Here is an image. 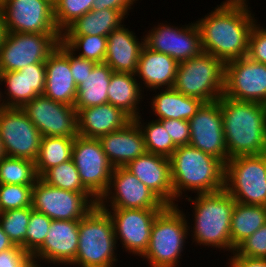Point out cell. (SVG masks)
Here are the masks:
<instances>
[{
    "label": "cell",
    "mask_w": 266,
    "mask_h": 267,
    "mask_svg": "<svg viewBox=\"0 0 266 267\" xmlns=\"http://www.w3.org/2000/svg\"><path fill=\"white\" fill-rule=\"evenodd\" d=\"M133 119L118 107L105 103L77 112L78 135L98 139L125 127Z\"/></svg>",
    "instance_id": "4316f807"
},
{
    "label": "cell",
    "mask_w": 266,
    "mask_h": 267,
    "mask_svg": "<svg viewBox=\"0 0 266 267\" xmlns=\"http://www.w3.org/2000/svg\"><path fill=\"white\" fill-rule=\"evenodd\" d=\"M249 5V0H225L198 18L202 51L225 64L247 57L250 32L258 21Z\"/></svg>",
    "instance_id": "6da1fadb"
},
{
    "label": "cell",
    "mask_w": 266,
    "mask_h": 267,
    "mask_svg": "<svg viewBox=\"0 0 266 267\" xmlns=\"http://www.w3.org/2000/svg\"><path fill=\"white\" fill-rule=\"evenodd\" d=\"M125 168L151 189L166 205H174L170 158L145 152Z\"/></svg>",
    "instance_id": "603a6c76"
},
{
    "label": "cell",
    "mask_w": 266,
    "mask_h": 267,
    "mask_svg": "<svg viewBox=\"0 0 266 267\" xmlns=\"http://www.w3.org/2000/svg\"><path fill=\"white\" fill-rule=\"evenodd\" d=\"M42 137L78 136L77 110L74 106L39 95L21 108Z\"/></svg>",
    "instance_id": "e0dca14e"
},
{
    "label": "cell",
    "mask_w": 266,
    "mask_h": 267,
    "mask_svg": "<svg viewBox=\"0 0 266 267\" xmlns=\"http://www.w3.org/2000/svg\"><path fill=\"white\" fill-rule=\"evenodd\" d=\"M61 37L62 34L6 32L0 46V72L45 63L58 47Z\"/></svg>",
    "instance_id": "9c48e42d"
},
{
    "label": "cell",
    "mask_w": 266,
    "mask_h": 267,
    "mask_svg": "<svg viewBox=\"0 0 266 267\" xmlns=\"http://www.w3.org/2000/svg\"><path fill=\"white\" fill-rule=\"evenodd\" d=\"M223 95L237 101L266 105V64L248 57L227 62Z\"/></svg>",
    "instance_id": "ac0fdd59"
},
{
    "label": "cell",
    "mask_w": 266,
    "mask_h": 267,
    "mask_svg": "<svg viewBox=\"0 0 266 267\" xmlns=\"http://www.w3.org/2000/svg\"><path fill=\"white\" fill-rule=\"evenodd\" d=\"M124 23L107 36L105 63L113 72L136 73L142 48L145 46L144 34L141 39ZM141 40V41H139Z\"/></svg>",
    "instance_id": "cb8c5ba5"
},
{
    "label": "cell",
    "mask_w": 266,
    "mask_h": 267,
    "mask_svg": "<svg viewBox=\"0 0 266 267\" xmlns=\"http://www.w3.org/2000/svg\"><path fill=\"white\" fill-rule=\"evenodd\" d=\"M38 179L32 160L6 156L0 161V184L34 185Z\"/></svg>",
    "instance_id": "d590c367"
},
{
    "label": "cell",
    "mask_w": 266,
    "mask_h": 267,
    "mask_svg": "<svg viewBox=\"0 0 266 267\" xmlns=\"http://www.w3.org/2000/svg\"><path fill=\"white\" fill-rule=\"evenodd\" d=\"M73 143L74 138L70 137H42L35 161L38 176L50 168L71 160Z\"/></svg>",
    "instance_id": "d6a6232c"
},
{
    "label": "cell",
    "mask_w": 266,
    "mask_h": 267,
    "mask_svg": "<svg viewBox=\"0 0 266 267\" xmlns=\"http://www.w3.org/2000/svg\"><path fill=\"white\" fill-rule=\"evenodd\" d=\"M48 1L51 2L54 5L57 0H48Z\"/></svg>",
    "instance_id": "11a10c76"
},
{
    "label": "cell",
    "mask_w": 266,
    "mask_h": 267,
    "mask_svg": "<svg viewBox=\"0 0 266 267\" xmlns=\"http://www.w3.org/2000/svg\"><path fill=\"white\" fill-rule=\"evenodd\" d=\"M72 159L82 184L99 200L107 191L114 167L95 138L76 136Z\"/></svg>",
    "instance_id": "5bb4252c"
},
{
    "label": "cell",
    "mask_w": 266,
    "mask_h": 267,
    "mask_svg": "<svg viewBox=\"0 0 266 267\" xmlns=\"http://www.w3.org/2000/svg\"><path fill=\"white\" fill-rule=\"evenodd\" d=\"M188 226L186 214L181 207L166 205L154 220L147 250L140 261L145 260L150 267L181 266L180 260L189 243L186 241L189 238Z\"/></svg>",
    "instance_id": "5b68a950"
},
{
    "label": "cell",
    "mask_w": 266,
    "mask_h": 267,
    "mask_svg": "<svg viewBox=\"0 0 266 267\" xmlns=\"http://www.w3.org/2000/svg\"><path fill=\"white\" fill-rule=\"evenodd\" d=\"M61 42L76 56L103 63L107 53V36L62 35Z\"/></svg>",
    "instance_id": "e575fe53"
},
{
    "label": "cell",
    "mask_w": 266,
    "mask_h": 267,
    "mask_svg": "<svg viewBox=\"0 0 266 267\" xmlns=\"http://www.w3.org/2000/svg\"><path fill=\"white\" fill-rule=\"evenodd\" d=\"M158 90H151L150 92L153 91L155 93L152 94L154 96L149 98V106L151 108L149 112H152L151 114L155 116L154 119L157 120L178 119L189 121L204 103L197 98L181 94L175 88Z\"/></svg>",
    "instance_id": "83f0119b"
},
{
    "label": "cell",
    "mask_w": 266,
    "mask_h": 267,
    "mask_svg": "<svg viewBox=\"0 0 266 267\" xmlns=\"http://www.w3.org/2000/svg\"><path fill=\"white\" fill-rule=\"evenodd\" d=\"M184 200L191 202L190 207H193V214L190 215L194 218L192 217L191 223L190 217L187 216L189 212H186L191 243L231 253V215L236 201L225 189L213 193L197 194L195 197L189 195Z\"/></svg>",
    "instance_id": "3957f363"
},
{
    "label": "cell",
    "mask_w": 266,
    "mask_h": 267,
    "mask_svg": "<svg viewBox=\"0 0 266 267\" xmlns=\"http://www.w3.org/2000/svg\"><path fill=\"white\" fill-rule=\"evenodd\" d=\"M32 207L0 212V224L10 241L24 249L25 234L27 231Z\"/></svg>",
    "instance_id": "74e56055"
},
{
    "label": "cell",
    "mask_w": 266,
    "mask_h": 267,
    "mask_svg": "<svg viewBox=\"0 0 266 267\" xmlns=\"http://www.w3.org/2000/svg\"><path fill=\"white\" fill-rule=\"evenodd\" d=\"M258 21L251 29L247 57L257 63L266 64V27Z\"/></svg>",
    "instance_id": "7bdbcfd3"
},
{
    "label": "cell",
    "mask_w": 266,
    "mask_h": 267,
    "mask_svg": "<svg viewBox=\"0 0 266 267\" xmlns=\"http://www.w3.org/2000/svg\"><path fill=\"white\" fill-rule=\"evenodd\" d=\"M178 64L167 54L142 48L135 76L147 97L149 90L173 88Z\"/></svg>",
    "instance_id": "484cf974"
},
{
    "label": "cell",
    "mask_w": 266,
    "mask_h": 267,
    "mask_svg": "<svg viewBox=\"0 0 266 267\" xmlns=\"http://www.w3.org/2000/svg\"><path fill=\"white\" fill-rule=\"evenodd\" d=\"M114 168L125 167L146 152L143 133L133 119L125 127L98 138Z\"/></svg>",
    "instance_id": "d4e9b609"
},
{
    "label": "cell",
    "mask_w": 266,
    "mask_h": 267,
    "mask_svg": "<svg viewBox=\"0 0 266 267\" xmlns=\"http://www.w3.org/2000/svg\"><path fill=\"white\" fill-rule=\"evenodd\" d=\"M33 185L0 184V212L31 207Z\"/></svg>",
    "instance_id": "60d3db41"
},
{
    "label": "cell",
    "mask_w": 266,
    "mask_h": 267,
    "mask_svg": "<svg viewBox=\"0 0 266 267\" xmlns=\"http://www.w3.org/2000/svg\"><path fill=\"white\" fill-rule=\"evenodd\" d=\"M0 138L7 157L36 161L42 135L21 108L0 112Z\"/></svg>",
    "instance_id": "2e32d148"
},
{
    "label": "cell",
    "mask_w": 266,
    "mask_h": 267,
    "mask_svg": "<svg viewBox=\"0 0 266 267\" xmlns=\"http://www.w3.org/2000/svg\"><path fill=\"white\" fill-rule=\"evenodd\" d=\"M112 69L105 63H96L84 82L77 86L75 109L102 105L108 103V86Z\"/></svg>",
    "instance_id": "f546056e"
},
{
    "label": "cell",
    "mask_w": 266,
    "mask_h": 267,
    "mask_svg": "<svg viewBox=\"0 0 266 267\" xmlns=\"http://www.w3.org/2000/svg\"><path fill=\"white\" fill-rule=\"evenodd\" d=\"M189 125V145L226 164L228 153L224 139L220 101L203 103L197 113L189 120Z\"/></svg>",
    "instance_id": "d6986e66"
},
{
    "label": "cell",
    "mask_w": 266,
    "mask_h": 267,
    "mask_svg": "<svg viewBox=\"0 0 266 267\" xmlns=\"http://www.w3.org/2000/svg\"><path fill=\"white\" fill-rule=\"evenodd\" d=\"M98 203L91 192H72L48 185L40 178L33 185L31 207L51 220H80Z\"/></svg>",
    "instance_id": "30bf717a"
},
{
    "label": "cell",
    "mask_w": 266,
    "mask_h": 267,
    "mask_svg": "<svg viewBox=\"0 0 266 267\" xmlns=\"http://www.w3.org/2000/svg\"><path fill=\"white\" fill-rule=\"evenodd\" d=\"M118 247L114 226L98 204L79 220L78 250L70 267H117Z\"/></svg>",
    "instance_id": "8992f818"
},
{
    "label": "cell",
    "mask_w": 266,
    "mask_h": 267,
    "mask_svg": "<svg viewBox=\"0 0 266 267\" xmlns=\"http://www.w3.org/2000/svg\"><path fill=\"white\" fill-rule=\"evenodd\" d=\"M266 223V206L235 202L231 215V254L247 237Z\"/></svg>",
    "instance_id": "1f68e13d"
},
{
    "label": "cell",
    "mask_w": 266,
    "mask_h": 267,
    "mask_svg": "<svg viewBox=\"0 0 266 267\" xmlns=\"http://www.w3.org/2000/svg\"><path fill=\"white\" fill-rule=\"evenodd\" d=\"M44 264L34 258H30L22 267H43Z\"/></svg>",
    "instance_id": "f907efd6"
},
{
    "label": "cell",
    "mask_w": 266,
    "mask_h": 267,
    "mask_svg": "<svg viewBox=\"0 0 266 267\" xmlns=\"http://www.w3.org/2000/svg\"><path fill=\"white\" fill-rule=\"evenodd\" d=\"M3 98L7 107L22 108L32 99L43 95L46 82L45 63L28 65L18 71L0 72Z\"/></svg>",
    "instance_id": "44dd1931"
},
{
    "label": "cell",
    "mask_w": 266,
    "mask_h": 267,
    "mask_svg": "<svg viewBox=\"0 0 266 267\" xmlns=\"http://www.w3.org/2000/svg\"><path fill=\"white\" fill-rule=\"evenodd\" d=\"M94 0H57L54 6L56 27L62 34L73 22L93 9Z\"/></svg>",
    "instance_id": "f35d334b"
},
{
    "label": "cell",
    "mask_w": 266,
    "mask_h": 267,
    "mask_svg": "<svg viewBox=\"0 0 266 267\" xmlns=\"http://www.w3.org/2000/svg\"><path fill=\"white\" fill-rule=\"evenodd\" d=\"M219 101L228 160L266 153V105L224 95Z\"/></svg>",
    "instance_id": "7a4b0ae2"
},
{
    "label": "cell",
    "mask_w": 266,
    "mask_h": 267,
    "mask_svg": "<svg viewBox=\"0 0 266 267\" xmlns=\"http://www.w3.org/2000/svg\"><path fill=\"white\" fill-rule=\"evenodd\" d=\"M1 6L6 32L61 34L48 0H3Z\"/></svg>",
    "instance_id": "4fadbf2b"
},
{
    "label": "cell",
    "mask_w": 266,
    "mask_h": 267,
    "mask_svg": "<svg viewBox=\"0 0 266 267\" xmlns=\"http://www.w3.org/2000/svg\"><path fill=\"white\" fill-rule=\"evenodd\" d=\"M234 253L238 256L266 259V223L243 240Z\"/></svg>",
    "instance_id": "b9f144b4"
},
{
    "label": "cell",
    "mask_w": 266,
    "mask_h": 267,
    "mask_svg": "<svg viewBox=\"0 0 266 267\" xmlns=\"http://www.w3.org/2000/svg\"><path fill=\"white\" fill-rule=\"evenodd\" d=\"M146 94L133 73L113 72L108 86V103L120 108L132 119L143 114L142 99ZM140 104V105H139ZM142 111V113L140 112Z\"/></svg>",
    "instance_id": "f1b7e54d"
},
{
    "label": "cell",
    "mask_w": 266,
    "mask_h": 267,
    "mask_svg": "<svg viewBox=\"0 0 266 267\" xmlns=\"http://www.w3.org/2000/svg\"><path fill=\"white\" fill-rule=\"evenodd\" d=\"M52 220L33 210L25 234L24 250L31 256L43 245Z\"/></svg>",
    "instance_id": "ab89813d"
},
{
    "label": "cell",
    "mask_w": 266,
    "mask_h": 267,
    "mask_svg": "<svg viewBox=\"0 0 266 267\" xmlns=\"http://www.w3.org/2000/svg\"><path fill=\"white\" fill-rule=\"evenodd\" d=\"M139 0H94L93 10L113 9L122 11L127 17L130 15V10H133L134 5Z\"/></svg>",
    "instance_id": "7dc6e473"
},
{
    "label": "cell",
    "mask_w": 266,
    "mask_h": 267,
    "mask_svg": "<svg viewBox=\"0 0 266 267\" xmlns=\"http://www.w3.org/2000/svg\"><path fill=\"white\" fill-rule=\"evenodd\" d=\"M6 157V153L4 151L3 142L0 138V161Z\"/></svg>",
    "instance_id": "db71d44e"
},
{
    "label": "cell",
    "mask_w": 266,
    "mask_h": 267,
    "mask_svg": "<svg viewBox=\"0 0 266 267\" xmlns=\"http://www.w3.org/2000/svg\"><path fill=\"white\" fill-rule=\"evenodd\" d=\"M5 33L6 31H5V27L3 23V18H2V6L0 5V46L5 36Z\"/></svg>",
    "instance_id": "816d5d0a"
},
{
    "label": "cell",
    "mask_w": 266,
    "mask_h": 267,
    "mask_svg": "<svg viewBox=\"0 0 266 267\" xmlns=\"http://www.w3.org/2000/svg\"><path fill=\"white\" fill-rule=\"evenodd\" d=\"M14 244L10 241L8 235L3 231L0 224V252L12 248Z\"/></svg>",
    "instance_id": "681fc988"
},
{
    "label": "cell",
    "mask_w": 266,
    "mask_h": 267,
    "mask_svg": "<svg viewBox=\"0 0 266 267\" xmlns=\"http://www.w3.org/2000/svg\"><path fill=\"white\" fill-rule=\"evenodd\" d=\"M166 22L153 24L145 31V45L149 49L167 54L178 63L202 52L200 31L195 21L182 26Z\"/></svg>",
    "instance_id": "7c38bea8"
},
{
    "label": "cell",
    "mask_w": 266,
    "mask_h": 267,
    "mask_svg": "<svg viewBox=\"0 0 266 267\" xmlns=\"http://www.w3.org/2000/svg\"><path fill=\"white\" fill-rule=\"evenodd\" d=\"M46 82L43 95L62 104L75 105L77 85L70 68V50L60 42L45 61Z\"/></svg>",
    "instance_id": "7402d4cb"
},
{
    "label": "cell",
    "mask_w": 266,
    "mask_h": 267,
    "mask_svg": "<svg viewBox=\"0 0 266 267\" xmlns=\"http://www.w3.org/2000/svg\"><path fill=\"white\" fill-rule=\"evenodd\" d=\"M39 178L56 188L72 192H90L82 184L73 159L46 170Z\"/></svg>",
    "instance_id": "8d00e7d4"
},
{
    "label": "cell",
    "mask_w": 266,
    "mask_h": 267,
    "mask_svg": "<svg viewBox=\"0 0 266 267\" xmlns=\"http://www.w3.org/2000/svg\"><path fill=\"white\" fill-rule=\"evenodd\" d=\"M96 62L76 56L70 51V68L76 85L84 82V78L90 74Z\"/></svg>",
    "instance_id": "bcb514c9"
},
{
    "label": "cell",
    "mask_w": 266,
    "mask_h": 267,
    "mask_svg": "<svg viewBox=\"0 0 266 267\" xmlns=\"http://www.w3.org/2000/svg\"><path fill=\"white\" fill-rule=\"evenodd\" d=\"M127 16L118 10H91L73 22L62 35H100L109 33L120 27Z\"/></svg>",
    "instance_id": "4dcf8cb0"
},
{
    "label": "cell",
    "mask_w": 266,
    "mask_h": 267,
    "mask_svg": "<svg viewBox=\"0 0 266 267\" xmlns=\"http://www.w3.org/2000/svg\"><path fill=\"white\" fill-rule=\"evenodd\" d=\"M101 208L163 209L166 204L125 167L111 173L107 191L97 203Z\"/></svg>",
    "instance_id": "8fae6325"
},
{
    "label": "cell",
    "mask_w": 266,
    "mask_h": 267,
    "mask_svg": "<svg viewBox=\"0 0 266 267\" xmlns=\"http://www.w3.org/2000/svg\"><path fill=\"white\" fill-rule=\"evenodd\" d=\"M159 121L168 132L176 147L189 145L190 125L188 120L166 119Z\"/></svg>",
    "instance_id": "ee69618b"
},
{
    "label": "cell",
    "mask_w": 266,
    "mask_h": 267,
    "mask_svg": "<svg viewBox=\"0 0 266 267\" xmlns=\"http://www.w3.org/2000/svg\"><path fill=\"white\" fill-rule=\"evenodd\" d=\"M78 237L79 220H52L43 245L32 258L50 266L68 267L76 257Z\"/></svg>",
    "instance_id": "ffe728a7"
},
{
    "label": "cell",
    "mask_w": 266,
    "mask_h": 267,
    "mask_svg": "<svg viewBox=\"0 0 266 267\" xmlns=\"http://www.w3.org/2000/svg\"><path fill=\"white\" fill-rule=\"evenodd\" d=\"M224 86L225 63L202 51L198 56L178 64L173 88L207 103L219 100Z\"/></svg>",
    "instance_id": "52a82bcc"
},
{
    "label": "cell",
    "mask_w": 266,
    "mask_h": 267,
    "mask_svg": "<svg viewBox=\"0 0 266 267\" xmlns=\"http://www.w3.org/2000/svg\"><path fill=\"white\" fill-rule=\"evenodd\" d=\"M142 118L143 116L141 114L134 120L143 133L146 152L170 158L177 147L173 144L171 137L164 129L162 123L157 119L148 120ZM144 119L146 122H144Z\"/></svg>",
    "instance_id": "836d02e7"
},
{
    "label": "cell",
    "mask_w": 266,
    "mask_h": 267,
    "mask_svg": "<svg viewBox=\"0 0 266 267\" xmlns=\"http://www.w3.org/2000/svg\"><path fill=\"white\" fill-rule=\"evenodd\" d=\"M0 85H2L1 77H0ZM5 108H7V106L3 98V90L0 88V112L4 110Z\"/></svg>",
    "instance_id": "f5cc1de1"
},
{
    "label": "cell",
    "mask_w": 266,
    "mask_h": 267,
    "mask_svg": "<svg viewBox=\"0 0 266 267\" xmlns=\"http://www.w3.org/2000/svg\"><path fill=\"white\" fill-rule=\"evenodd\" d=\"M31 257L22 247L14 245L0 252V267H22Z\"/></svg>",
    "instance_id": "f6af8a7d"
},
{
    "label": "cell",
    "mask_w": 266,
    "mask_h": 267,
    "mask_svg": "<svg viewBox=\"0 0 266 267\" xmlns=\"http://www.w3.org/2000/svg\"><path fill=\"white\" fill-rule=\"evenodd\" d=\"M224 189L238 203L266 206V153L230 158Z\"/></svg>",
    "instance_id": "ba28073f"
},
{
    "label": "cell",
    "mask_w": 266,
    "mask_h": 267,
    "mask_svg": "<svg viewBox=\"0 0 266 267\" xmlns=\"http://www.w3.org/2000/svg\"><path fill=\"white\" fill-rule=\"evenodd\" d=\"M170 162L174 205L187 198L191 191L192 196V193L197 195L224 189L225 164L214 156L184 145L177 147Z\"/></svg>",
    "instance_id": "277c9868"
},
{
    "label": "cell",
    "mask_w": 266,
    "mask_h": 267,
    "mask_svg": "<svg viewBox=\"0 0 266 267\" xmlns=\"http://www.w3.org/2000/svg\"><path fill=\"white\" fill-rule=\"evenodd\" d=\"M227 255V267H266V259L238 256L234 252Z\"/></svg>",
    "instance_id": "c3c4849f"
},
{
    "label": "cell",
    "mask_w": 266,
    "mask_h": 267,
    "mask_svg": "<svg viewBox=\"0 0 266 267\" xmlns=\"http://www.w3.org/2000/svg\"><path fill=\"white\" fill-rule=\"evenodd\" d=\"M103 209L112 219L117 246L121 244L123 253L125 249L140 258L147 250L154 220L162 209Z\"/></svg>",
    "instance_id": "9a60e30c"
}]
</instances>
